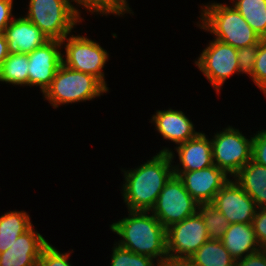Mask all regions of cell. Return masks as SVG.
Returning a JSON list of instances; mask_svg holds the SVG:
<instances>
[{
	"label": "cell",
	"mask_w": 266,
	"mask_h": 266,
	"mask_svg": "<svg viewBox=\"0 0 266 266\" xmlns=\"http://www.w3.org/2000/svg\"><path fill=\"white\" fill-rule=\"evenodd\" d=\"M13 0H0V34L4 33L12 18Z\"/></svg>",
	"instance_id": "cell-33"
},
{
	"label": "cell",
	"mask_w": 266,
	"mask_h": 266,
	"mask_svg": "<svg viewBox=\"0 0 266 266\" xmlns=\"http://www.w3.org/2000/svg\"><path fill=\"white\" fill-rule=\"evenodd\" d=\"M197 208L204 220L209 240H221L229 227L225 215L211 204H201Z\"/></svg>",
	"instance_id": "cell-24"
},
{
	"label": "cell",
	"mask_w": 266,
	"mask_h": 266,
	"mask_svg": "<svg viewBox=\"0 0 266 266\" xmlns=\"http://www.w3.org/2000/svg\"><path fill=\"white\" fill-rule=\"evenodd\" d=\"M221 242L235 260L242 259L262 249L251 223L229 224Z\"/></svg>",
	"instance_id": "cell-18"
},
{
	"label": "cell",
	"mask_w": 266,
	"mask_h": 266,
	"mask_svg": "<svg viewBox=\"0 0 266 266\" xmlns=\"http://www.w3.org/2000/svg\"><path fill=\"white\" fill-rule=\"evenodd\" d=\"M167 253L170 259H188L206 241L208 232L201 214L197 211L181 222L166 229Z\"/></svg>",
	"instance_id": "cell-9"
},
{
	"label": "cell",
	"mask_w": 266,
	"mask_h": 266,
	"mask_svg": "<svg viewBox=\"0 0 266 266\" xmlns=\"http://www.w3.org/2000/svg\"><path fill=\"white\" fill-rule=\"evenodd\" d=\"M33 225L24 211H10L0 217V253L8 250L17 237Z\"/></svg>",
	"instance_id": "cell-20"
},
{
	"label": "cell",
	"mask_w": 266,
	"mask_h": 266,
	"mask_svg": "<svg viewBox=\"0 0 266 266\" xmlns=\"http://www.w3.org/2000/svg\"><path fill=\"white\" fill-rule=\"evenodd\" d=\"M77 4L84 6L92 12H100L104 14L113 13L123 15V12H129V6L126 0H76Z\"/></svg>",
	"instance_id": "cell-26"
},
{
	"label": "cell",
	"mask_w": 266,
	"mask_h": 266,
	"mask_svg": "<svg viewBox=\"0 0 266 266\" xmlns=\"http://www.w3.org/2000/svg\"><path fill=\"white\" fill-rule=\"evenodd\" d=\"M187 192L199 204H211L216 193L229 181L227 173L212 165L195 171H173Z\"/></svg>",
	"instance_id": "cell-12"
},
{
	"label": "cell",
	"mask_w": 266,
	"mask_h": 266,
	"mask_svg": "<svg viewBox=\"0 0 266 266\" xmlns=\"http://www.w3.org/2000/svg\"><path fill=\"white\" fill-rule=\"evenodd\" d=\"M59 40H49L44 45L28 54V85L40 86L41 91L51 85V82L62 64L63 55Z\"/></svg>",
	"instance_id": "cell-13"
},
{
	"label": "cell",
	"mask_w": 266,
	"mask_h": 266,
	"mask_svg": "<svg viewBox=\"0 0 266 266\" xmlns=\"http://www.w3.org/2000/svg\"><path fill=\"white\" fill-rule=\"evenodd\" d=\"M199 204L187 192L182 180L172 175L158 195L153 215L167 229L174 223L181 222L194 215Z\"/></svg>",
	"instance_id": "cell-6"
},
{
	"label": "cell",
	"mask_w": 266,
	"mask_h": 266,
	"mask_svg": "<svg viewBox=\"0 0 266 266\" xmlns=\"http://www.w3.org/2000/svg\"><path fill=\"white\" fill-rule=\"evenodd\" d=\"M129 217L113 223L110 229L123 239L120 247L134 253L157 259L158 264L168 259L166 228L148 211H129ZM148 214V215H147Z\"/></svg>",
	"instance_id": "cell-2"
},
{
	"label": "cell",
	"mask_w": 266,
	"mask_h": 266,
	"mask_svg": "<svg viewBox=\"0 0 266 266\" xmlns=\"http://www.w3.org/2000/svg\"><path fill=\"white\" fill-rule=\"evenodd\" d=\"M237 48L215 39L203 50L195 64L219 92L225 80L239 72Z\"/></svg>",
	"instance_id": "cell-10"
},
{
	"label": "cell",
	"mask_w": 266,
	"mask_h": 266,
	"mask_svg": "<svg viewBox=\"0 0 266 266\" xmlns=\"http://www.w3.org/2000/svg\"><path fill=\"white\" fill-rule=\"evenodd\" d=\"M204 8L200 26L213 33L217 40L237 49L259 44L261 37L234 7L213 3Z\"/></svg>",
	"instance_id": "cell-3"
},
{
	"label": "cell",
	"mask_w": 266,
	"mask_h": 266,
	"mask_svg": "<svg viewBox=\"0 0 266 266\" xmlns=\"http://www.w3.org/2000/svg\"><path fill=\"white\" fill-rule=\"evenodd\" d=\"M258 45H251L237 49L239 72L249 74L253 79V67L257 58Z\"/></svg>",
	"instance_id": "cell-29"
},
{
	"label": "cell",
	"mask_w": 266,
	"mask_h": 266,
	"mask_svg": "<svg viewBox=\"0 0 266 266\" xmlns=\"http://www.w3.org/2000/svg\"><path fill=\"white\" fill-rule=\"evenodd\" d=\"M251 224L260 247L266 249V208L256 211Z\"/></svg>",
	"instance_id": "cell-31"
},
{
	"label": "cell",
	"mask_w": 266,
	"mask_h": 266,
	"mask_svg": "<svg viewBox=\"0 0 266 266\" xmlns=\"http://www.w3.org/2000/svg\"><path fill=\"white\" fill-rule=\"evenodd\" d=\"M153 258L114 246L111 266H154ZM160 266V264H157Z\"/></svg>",
	"instance_id": "cell-25"
},
{
	"label": "cell",
	"mask_w": 266,
	"mask_h": 266,
	"mask_svg": "<svg viewBox=\"0 0 266 266\" xmlns=\"http://www.w3.org/2000/svg\"><path fill=\"white\" fill-rule=\"evenodd\" d=\"M235 266H266V249L236 260Z\"/></svg>",
	"instance_id": "cell-32"
},
{
	"label": "cell",
	"mask_w": 266,
	"mask_h": 266,
	"mask_svg": "<svg viewBox=\"0 0 266 266\" xmlns=\"http://www.w3.org/2000/svg\"><path fill=\"white\" fill-rule=\"evenodd\" d=\"M28 54H9L0 68V81L28 85Z\"/></svg>",
	"instance_id": "cell-23"
},
{
	"label": "cell",
	"mask_w": 266,
	"mask_h": 266,
	"mask_svg": "<svg viewBox=\"0 0 266 266\" xmlns=\"http://www.w3.org/2000/svg\"><path fill=\"white\" fill-rule=\"evenodd\" d=\"M211 205L225 215L229 224L252 223L258 210L254 200L232 180L216 193Z\"/></svg>",
	"instance_id": "cell-11"
},
{
	"label": "cell",
	"mask_w": 266,
	"mask_h": 266,
	"mask_svg": "<svg viewBox=\"0 0 266 266\" xmlns=\"http://www.w3.org/2000/svg\"><path fill=\"white\" fill-rule=\"evenodd\" d=\"M48 244L33 226L19 235L12 246L0 253V266H37L42 249Z\"/></svg>",
	"instance_id": "cell-14"
},
{
	"label": "cell",
	"mask_w": 266,
	"mask_h": 266,
	"mask_svg": "<svg viewBox=\"0 0 266 266\" xmlns=\"http://www.w3.org/2000/svg\"><path fill=\"white\" fill-rule=\"evenodd\" d=\"M107 91L108 87L96 77L61 64L51 85L43 94L53 107L57 108L60 104L92 100Z\"/></svg>",
	"instance_id": "cell-4"
},
{
	"label": "cell",
	"mask_w": 266,
	"mask_h": 266,
	"mask_svg": "<svg viewBox=\"0 0 266 266\" xmlns=\"http://www.w3.org/2000/svg\"><path fill=\"white\" fill-rule=\"evenodd\" d=\"M233 7L261 38H266V0H237Z\"/></svg>",
	"instance_id": "cell-22"
},
{
	"label": "cell",
	"mask_w": 266,
	"mask_h": 266,
	"mask_svg": "<svg viewBox=\"0 0 266 266\" xmlns=\"http://www.w3.org/2000/svg\"><path fill=\"white\" fill-rule=\"evenodd\" d=\"M188 259L195 266H235L236 263L221 240L206 241Z\"/></svg>",
	"instance_id": "cell-21"
},
{
	"label": "cell",
	"mask_w": 266,
	"mask_h": 266,
	"mask_svg": "<svg viewBox=\"0 0 266 266\" xmlns=\"http://www.w3.org/2000/svg\"><path fill=\"white\" fill-rule=\"evenodd\" d=\"M79 13L69 0H30L25 17L39 27L49 40L62 41L81 21Z\"/></svg>",
	"instance_id": "cell-5"
},
{
	"label": "cell",
	"mask_w": 266,
	"mask_h": 266,
	"mask_svg": "<svg viewBox=\"0 0 266 266\" xmlns=\"http://www.w3.org/2000/svg\"><path fill=\"white\" fill-rule=\"evenodd\" d=\"M176 150L183 169L173 166V171H195L213 165L211 141L204 133L179 144Z\"/></svg>",
	"instance_id": "cell-17"
},
{
	"label": "cell",
	"mask_w": 266,
	"mask_h": 266,
	"mask_svg": "<svg viewBox=\"0 0 266 266\" xmlns=\"http://www.w3.org/2000/svg\"><path fill=\"white\" fill-rule=\"evenodd\" d=\"M252 140L230 126L215 134L211 140L213 164L234 176L251 160Z\"/></svg>",
	"instance_id": "cell-7"
},
{
	"label": "cell",
	"mask_w": 266,
	"mask_h": 266,
	"mask_svg": "<svg viewBox=\"0 0 266 266\" xmlns=\"http://www.w3.org/2000/svg\"><path fill=\"white\" fill-rule=\"evenodd\" d=\"M152 120L158 132L167 140L176 144L184 143L196 137L199 132H195L192 122L177 110H159L153 115Z\"/></svg>",
	"instance_id": "cell-16"
},
{
	"label": "cell",
	"mask_w": 266,
	"mask_h": 266,
	"mask_svg": "<svg viewBox=\"0 0 266 266\" xmlns=\"http://www.w3.org/2000/svg\"><path fill=\"white\" fill-rule=\"evenodd\" d=\"M69 253L61 254L51 244H47L40 254L37 266H71L68 262Z\"/></svg>",
	"instance_id": "cell-28"
},
{
	"label": "cell",
	"mask_w": 266,
	"mask_h": 266,
	"mask_svg": "<svg viewBox=\"0 0 266 266\" xmlns=\"http://www.w3.org/2000/svg\"><path fill=\"white\" fill-rule=\"evenodd\" d=\"M252 139L251 160L266 166V130L258 131Z\"/></svg>",
	"instance_id": "cell-30"
},
{
	"label": "cell",
	"mask_w": 266,
	"mask_h": 266,
	"mask_svg": "<svg viewBox=\"0 0 266 266\" xmlns=\"http://www.w3.org/2000/svg\"><path fill=\"white\" fill-rule=\"evenodd\" d=\"M253 82L266 95V38L258 44L257 58L253 67Z\"/></svg>",
	"instance_id": "cell-27"
},
{
	"label": "cell",
	"mask_w": 266,
	"mask_h": 266,
	"mask_svg": "<svg viewBox=\"0 0 266 266\" xmlns=\"http://www.w3.org/2000/svg\"><path fill=\"white\" fill-rule=\"evenodd\" d=\"M173 156L171 150L164 148L139 168L124 171L123 197L129 211H151L173 175Z\"/></svg>",
	"instance_id": "cell-1"
},
{
	"label": "cell",
	"mask_w": 266,
	"mask_h": 266,
	"mask_svg": "<svg viewBox=\"0 0 266 266\" xmlns=\"http://www.w3.org/2000/svg\"><path fill=\"white\" fill-rule=\"evenodd\" d=\"M67 41L65 45L66 58H62V64L67 67L96 77L105 87L102 68L108 59V53L98 43L84 37L67 36L61 41Z\"/></svg>",
	"instance_id": "cell-8"
},
{
	"label": "cell",
	"mask_w": 266,
	"mask_h": 266,
	"mask_svg": "<svg viewBox=\"0 0 266 266\" xmlns=\"http://www.w3.org/2000/svg\"><path fill=\"white\" fill-rule=\"evenodd\" d=\"M4 36L9 54H29L49 41L41 29L26 17L14 18L4 31Z\"/></svg>",
	"instance_id": "cell-15"
},
{
	"label": "cell",
	"mask_w": 266,
	"mask_h": 266,
	"mask_svg": "<svg viewBox=\"0 0 266 266\" xmlns=\"http://www.w3.org/2000/svg\"><path fill=\"white\" fill-rule=\"evenodd\" d=\"M160 266H195L189 259H170L168 258Z\"/></svg>",
	"instance_id": "cell-34"
},
{
	"label": "cell",
	"mask_w": 266,
	"mask_h": 266,
	"mask_svg": "<svg viewBox=\"0 0 266 266\" xmlns=\"http://www.w3.org/2000/svg\"><path fill=\"white\" fill-rule=\"evenodd\" d=\"M9 55L8 45L4 33L0 34V68L4 59Z\"/></svg>",
	"instance_id": "cell-35"
},
{
	"label": "cell",
	"mask_w": 266,
	"mask_h": 266,
	"mask_svg": "<svg viewBox=\"0 0 266 266\" xmlns=\"http://www.w3.org/2000/svg\"><path fill=\"white\" fill-rule=\"evenodd\" d=\"M234 180L254 200L258 209L266 208V166L250 160L234 175Z\"/></svg>",
	"instance_id": "cell-19"
}]
</instances>
